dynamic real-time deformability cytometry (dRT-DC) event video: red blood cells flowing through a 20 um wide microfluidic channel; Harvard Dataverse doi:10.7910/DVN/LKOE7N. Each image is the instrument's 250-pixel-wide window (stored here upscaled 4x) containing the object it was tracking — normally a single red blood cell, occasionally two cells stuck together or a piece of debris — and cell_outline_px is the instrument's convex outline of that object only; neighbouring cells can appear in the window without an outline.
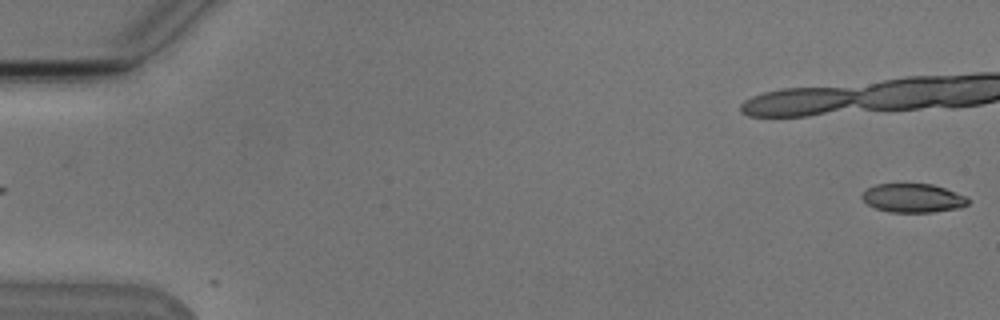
{"species": "Egyptian fruit bat (a non-hibernating species)", "species_latin": "Rousettus aegyptiacus", "temperature_condition": "cold", "stored_images_in_passage": 4, "camera_frame_rate_fps": 3000, "um_per_image_px": 0.085, "animal": {"sex": "male"}, "frame": {"image": 1, "passage_image": 4, "time_ms": 3.667, "image_size_px": [1000, 320], "cell_outline_px": [[968, 204], [960, 208], [932, 212], [888, 212], [876, 208], [868, 204], [860, 196], [868, 188], [876, 184], [932, 184], [944, 188], [964, 196], [968, 200]], "centroid_in_image_um": [77.58, 16.84], "position_along_channel_um": 7.4, "area_um2": 17.57}}